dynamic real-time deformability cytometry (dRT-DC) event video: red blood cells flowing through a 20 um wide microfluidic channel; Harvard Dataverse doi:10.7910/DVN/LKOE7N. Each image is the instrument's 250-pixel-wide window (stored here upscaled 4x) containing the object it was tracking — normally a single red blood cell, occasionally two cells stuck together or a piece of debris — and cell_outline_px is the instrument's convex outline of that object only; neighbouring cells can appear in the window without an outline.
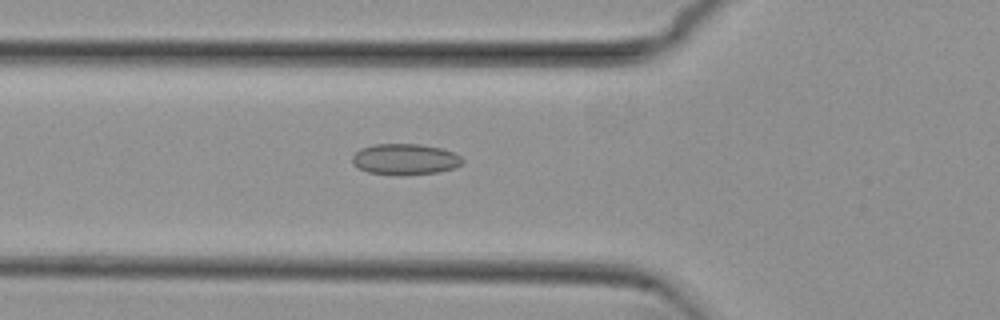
{"species": "common noctule bat (a hibernating species)", "species_latin": "Nyctalus noctula", "temperature_condition": "cold", "stored_images_in_passage": 53, "camera_frame_rate_fps": 3000, "um_per_image_px": 0.085, "animal": {"sex": "female", "body_mass_g": 29.2, "forearm_length_mm": 56.3}, "frame": {"image": 1, "passage_image": 19, "time_ms": 6.0, "image_size_px": [1000, 320], "cell_outline_px": [[464, 160], [460, 164], [452, 168], [440, 172], [400, 176], [396, 176], [368, 172], [352, 164], [352, 156], [360, 148], [376, 144], [420, 144], [440, 148], [452, 152], [460, 156]], "centroid_in_image_um": [34.4, 13.55], "position_along_channel_um": 91.4, "area_um2": 20.0}}
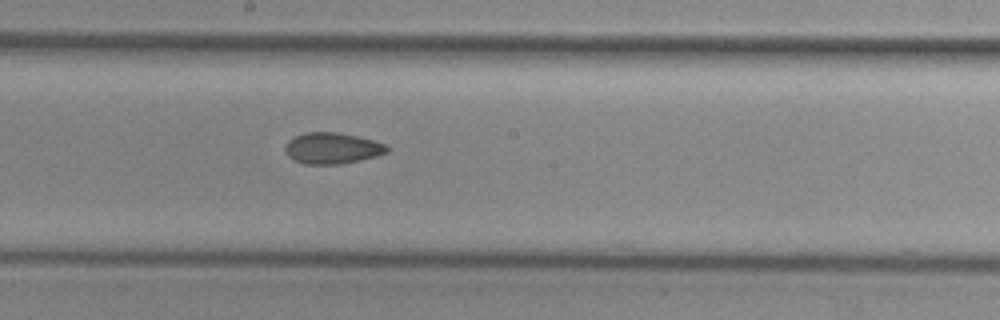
{"frame": {"image": 2, "passage_image": 29, "time_ms": 9.333, "image_size_px": [1000, 320], "cell_outline_px": [[388, 152], [376, 156], [360, 160], [340, 164], [304, 164], [292, 160], [288, 156], [284, 148], [288, 140], [304, 132], [336, 132], [356, 136], [372, 140], [384, 144], [388, 148]], "centroid_in_image_um": [28.19, 12.6], "position_along_channel_um": 220.0, "area_um2": 18.44}}
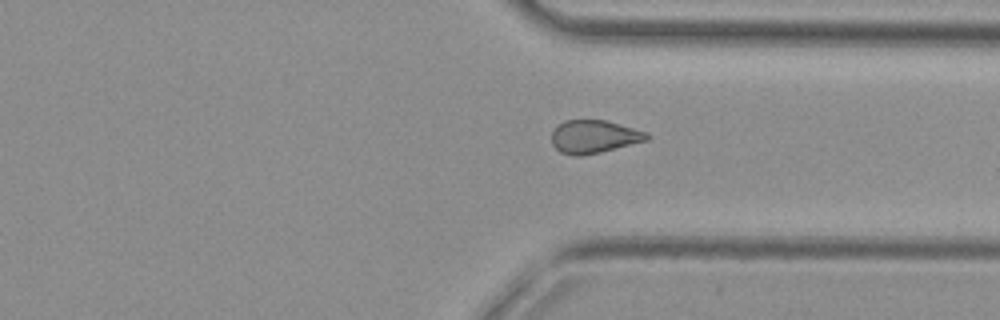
{"frame": {"image": 3, "passage_image": 40, "time_ms": 13.0, "image_size_px": [1000, 320], "cell_outline_px": [[648, 140], [600, 152], [580, 156], [576, 156], [560, 152], [552, 144], [552, 132], [564, 120], [604, 120], [648, 132]], "centroid_in_image_um": [50.48, 11.62], "position_along_channel_um": 360.9, "area_um2": 18.09}, "authors_computed_cell_mechanics": {"area_um2": 19.3052, "velocity_mm_per_s": 3.8481, "shape_relaxation_time_tau1_ms": null, "shape_relaxation_time_tau2_ms": 5.9603, "deformation_change_tau1": null, "deformation_change_tau2": 0.1126}}